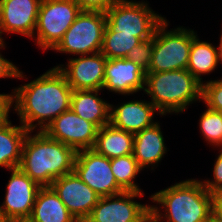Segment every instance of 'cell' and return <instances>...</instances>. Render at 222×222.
I'll use <instances>...</instances> for the list:
<instances>
[{
	"instance_id": "cell-1",
	"label": "cell",
	"mask_w": 222,
	"mask_h": 222,
	"mask_svg": "<svg viewBox=\"0 0 222 222\" xmlns=\"http://www.w3.org/2000/svg\"><path fill=\"white\" fill-rule=\"evenodd\" d=\"M72 92L63 73L54 66L11 91L12 111L28 131H44L56 117L70 109Z\"/></svg>"
},
{
	"instance_id": "cell-2",
	"label": "cell",
	"mask_w": 222,
	"mask_h": 222,
	"mask_svg": "<svg viewBox=\"0 0 222 222\" xmlns=\"http://www.w3.org/2000/svg\"><path fill=\"white\" fill-rule=\"evenodd\" d=\"M150 199L156 204L150 206L153 222H206L212 212V193L194 178L155 192Z\"/></svg>"
},
{
	"instance_id": "cell-3",
	"label": "cell",
	"mask_w": 222,
	"mask_h": 222,
	"mask_svg": "<svg viewBox=\"0 0 222 222\" xmlns=\"http://www.w3.org/2000/svg\"><path fill=\"white\" fill-rule=\"evenodd\" d=\"M32 133V134H31ZM29 131L18 168L41 187L74 171L76 151L49 137L44 131Z\"/></svg>"
},
{
	"instance_id": "cell-4",
	"label": "cell",
	"mask_w": 222,
	"mask_h": 222,
	"mask_svg": "<svg viewBox=\"0 0 222 222\" xmlns=\"http://www.w3.org/2000/svg\"><path fill=\"white\" fill-rule=\"evenodd\" d=\"M144 93L162 116L179 114L202 101V84L187 69L147 72Z\"/></svg>"
},
{
	"instance_id": "cell-5",
	"label": "cell",
	"mask_w": 222,
	"mask_h": 222,
	"mask_svg": "<svg viewBox=\"0 0 222 222\" xmlns=\"http://www.w3.org/2000/svg\"><path fill=\"white\" fill-rule=\"evenodd\" d=\"M169 20L157 27L153 36V52L148 72L187 69L194 29L180 26L168 30Z\"/></svg>"
},
{
	"instance_id": "cell-6",
	"label": "cell",
	"mask_w": 222,
	"mask_h": 222,
	"mask_svg": "<svg viewBox=\"0 0 222 222\" xmlns=\"http://www.w3.org/2000/svg\"><path fill=\"white\" fill-rule=\"evenodd\" d=\"M148 1L120 0L105 12L106 25L115 32L133 34L141 41L153 38L157 27L165 20Z\"/></svg>"
},
{
	"instance_id": "cell-7",
	"label": "cell",
	"mask_w": 222,
	"mask_h": 222,
	"mask_svg": "<svg viewBox=\"0 0 222 222\" xmlns=\"http://www.w3.org/2000/svg\"><path fill=\"white\" fill-rule=\"evenodd\" d=\"M81 11L75 0H42L33 35L35 44L43 51L53 50Z\"/></svg>"
},
{
	"instance_id": "cell-8",
	"label": "cell",
	"mask_w": 222,
	"mask_h": 222,
	"mask_svg": "<svg viewBox=\"0 0 222 222\" xmlns=\"http://www.w3.org/2000/svg\"><path fill=\"white\" fill-rule=\"evenodd\" d=\"M105 27V12L82 10L52 51L72 56L101 52Z\"/></svg>"
},
{
	"instance_id": "cell-9",
	"label": "cell",
	"mask_w": 222,
	"mask_h": 222,
	"mask_svg": "<svg viewBox=\"0 0 222 222\" xmlns=\"http://www.w3.org/2000/svg\"><path fill=\"white\" fill-rule=\"evenodd\" d=\"M143 196L144 192L124 191L100 197L84 222H145L151 216V205L134 201Z\"/></svg>"
},
{
	"instance_id": "cell-10",
	"label": "cell",
	"mask_w": 222,
	"mask_h": 222,
	"mask_svg": "<svg viewBox=\"0 0 222 222\" xmlns=\"http://www.w3.org/2000/svg\"><path fill=\"white\" fill-rule=\"evenodd\" d=\"M74 171L101 197L124 192L113 175L110 159L96 153L93 149L76 153Z\"/></svg>"
},
{
	"instance_id": "cell-11",
	"label": "cell",
	"mask_w": 222,
	"mask_h": 222,
	"mask_svg": "<svg viewBox=\"0 0 222 222\" xmlns=\"http://www.w3.org/2000/svg\"><path fill=\"white\" fill-rule=\"evenodd\" d=\"M98 130L95 124L79 117L69 109L56 117L44 132L78 152L93 148Z\"/></svg>"
},
{
	"instance_id": "cell-12",
	"label": "cell",
	"mask_w": 222,
	"mask_h": 222,
	"mask_svg": "<svg viewBox=\"0 0 222 222\" xmlns=\"http://www.w3.org/2000/svg\"><path fill=\"white\" fill-rule=\"evenodd\" d=\"M50 187L78 222H84L101 197L75 171L55 179Z\"/></svg>"
},
{
	"instance_id": "cell-13",
	"label": "cell",
	"mask_w": 222,
	"mask_h": 222,
	"mask_svg": "<svg viewBox=\"0 0 222 222\" xmlns=\"http://www.w3.org/2000/svg\"><path fill=\"white\" fill-rule=\"evenodd\" d=\"M107 58L101 53L69 58L57 67L72 90H103Z\"/></svg>"
},
{
	"instance_id": "cell-14",
	"label": "cell",
	"mask_w": 222,
	"mask_h": 222,
	"mask_svg": "<svg viewBox=\"0 0 222 222\" xmlns=\"http://www.w3.org/2000/svg\"><path fill=\"white\" fill-rule=\"evenodd\" d=\"M9 172L11 174L1 203L2 210L8 220L29 219L41 186L19 168Z\"/></svg>"
},
{
	"instance_id": "cell-15",
	"label": "cell",
	"mask_w": 222,
	"mask_h": 222,
	"mask_svg": "<svg viewBox=\"0 0 222 222\" xmlns=\"http://www.w3.org/2000/svg\"><path fill=\"white\" fill-rule=\"evenodd\" d=\"M42 0H0V40L14 33L33 39Z\"/></svg>"
},
{
	"instance_id": "cell-16",
	"label": "cell",
	"mask_w": 222,
	"mask_h": 222,
	"mask_svg": "<svg viewBox=\"0 0 222 222\" xmlns=\"http://www.w3.org/2000/svg\"><path fill=\"white\" fill-rule=\"evenodd\" d=\"M146 72L126 58L107 59L103 89L119 95L144 91Z\"/></svg>"
},
{
	"instance_id": "cell-17",
	"label": "cell",
	"mask_w": 222,
	"mask_h": 222,
	"mask_svg": "<svg viewBox=\"0 0 222 222\" xmlns=\"http://www.w3.org/2000/svg\"><path fill=\"white\" fill-rule=\"evenodd\" d=\"M155 112L162 115L150 101L135 100L122 102L117 106L110 104V124L133 134L152 126Z\"/></svg>"
},
{
	"instance_id": "cell-18",
	"label": "cell",
	"mask_w": 222,
	"mask_h": 222,
	"mask_svg": "<svg viewBox=\"0 0 222 222\" xmlns=\"http://www.w3.org/2000/svg\"><path fill=\"white\" fill-rule=\"evenodd\" d=\"M160 127V122L157 121L134 134L133 155L143 171L150 166L151 170H154L155 165L158 166L167 153L168 148Z\"/></svg>"
},
{
	"instance_id": "cell-19",
	"label": "cell",
	"mask_w": 222,
	"mask_h": 222,
	"mask_svg": "<svg viewBox=\"0 0 222 222\" xmlns=\"http://www.w3.org/2000/svg\"><path fill=\"white\" fill-rule=\"evenodd\" d=\"M101 90H73L70 109L99 129L110 122V103L99 96Z\"/></svg>"
},
{
	"instance_id": "cell-20",
	"label": "cell",
	"mask_w": 222,
	"mask_h": 222,
	"mask_svg": "<svg viewBox=\"0 0 222 222\" xmlns=\"http://www.w3.org/2000/svg\"><path fill=\"white\" fill-rule=\"evenodd\" d=\"M29 220L31 222H78L50 186L39 189Z\"/></svg>"
},
{
	"instance_id": "cell-21",
	"label": "cell",
	"mask_w": 222,
	"mask_h": 222,
	"mask_svg": "<svg viewBox=\"0 0 222 222\" xmlns=\"http://www.w3.org/2000/svg\"><path fill=\"white\" fill-rule=\"evenodd\" d=\"M134 134L106 124L97 133L93 150L109 159L133 154Z\"/></svg>"
},
{
	"instance_id": "cell-22",
	"label": "cell",
	"mask_w": 222,
	"mask_h": 222,
	"mask_svg": "<svg viewBox=\"0 0 222 222\" xmlns=\"http://www.w3.org/2000/svg\"><path fill=\"white\" fill-rule=\"evenodd\" d=\"M13 125L11 120L0 125V168L8 171L18 168L23 150V144L28 130L21 124Z\"/></svg>"
},
{
	"instance_id": "cell-23",
	"label": "cell",
	"mask_w": 222,
	"mask_h": 222,
	"mask_svg": "<svg viewBox=\"0 0 222 222\" xmlns=\"http://www.w3.org/2000/svg\"><path fill=\"white\" fill-rule=\"evenodd\" d=\"M219 50L220 40L219 45L215 46L211 42L201 41L197 34L193 37L187 70L201 84L205 82L202 76L215 72L219 65Z\"/></svg>"
},
{
	"instance_id": "cell-24",
	"label": "cell",
	"mask_w": 222,
	"mask_h": 222,
	"mask_svg": "<svg viewBox=\"0 0 222 222\" xmlns=\"http://www.w3.org/2000/svg\"><path fill=\"white\" fill-rule=\"evenodd\" d=\"M111 170L117 184L124 191L143 192L135 179L142 169L138 166L133 154L110 159Z\"/></svg>"
},
{
	"instance_id": "cell-25",
	"label": "cell",
	"mask_w": 222,
	"mask_h": 222,
	"mask_svg": "<svg viewBox=\"0 0 222 222\" xmlns=\"http://www.w3.org/2000/svg\"><path fill=\"white\" fill-rule=\"evenodd\" d=\"M140 42L133 34L115 32L106 25L101 53L107 59L126 58L129 51Z\"/></svg>"
},
{
	"instance_id": "cell-26",
	"label": "cell",
	"mask_w": 222,
	"mask_h": 222,
	"mask_svg": "<svg viewBox=\"0 0 222 222\" xmlns=\"http://www.w3.org/2000/svg\"><path fill=\"white\" fill-rule=\"evenodd\" d=\"M199 129L207 145L222 147V112L207 107L200 116Z\"/></svg>"
},
{
	"instance_id": "cell-27",
	"label": "cell",
	"mask_w": 222,
	"mask_h": 222,
	"mask_svg": "<svg viewBox=\"0 0 222 222\" xmlns=\"http://www.w3.org/2000/svg\"><path fill=\"white\" fill-rule=\"evenodd\" d=\"M202 102L206 107L222 112V78L205 81L202 84Z\"/></svg>"
},
{
	"instance_id": "cell-28",
	"label": "cell",
	"mask_w": 222,
	"mask_h": 222,
	"mask_svg": "<svg viewBox=\"0 0 222 222\" xmlns=\"http://www.w3.org/2000/svg\"><path fill=\"white\" fill-rule=\"evenodd\" d=\"M153 52V38L140 42L128 53L126 59L133 61L146 73L148 72Z\"/></svg>"
},
{
	"instance_id": "cell-29",
	"label": "cell",
	"mask_w": 222,
	"mask_h": 222,
	"mask_svg": "<svg viewBox=\"0 0 222 222\" xmlns=\"http://www.w3.org/2000/svg\"><path fill=\"white\" fill-rule=\"evenodd\" d=\"M221 151L218 154V157L214 161L213 165V179L210 178L202 181L204 187L210 192L214 193L217 191H222V147H219Z\"/></svg>"
},
{
	"instance_id": "cell-30",
	"label": "cell",
	"mask_w": 222,
	"mask_h": 222,
	"mask_svg": "<svg viewBox=\"0 0 222 222\" xmlns=\"http://www.w3.org/2000/svg\"><path fill=\"white\" fill-rule=\"evenodd\" d=\"M6 43L4 40H0V49L6 48ZM0 78H14V79H23L26 76L23 74L22 70H20L13 62L4 58L0 53Z\"/></svg>"
},
{
	"instance_id": "cell-31",
	"label": "cell",
	"mask_w": 222,
	"mask_h": 222,
	"mask_svg": "<svg viewBox=\"0 0 222 222\" xmlns=\"http://www.w3.org/2000/svg\"><path fill=\"white\" fill-rule=\"evenodd\" d=\"M81 10L106 12L120 0H75Z\"/></svg>"
},
{
	"instance_id": "cell-32",
	"label": "cell",
	"mask_w": 222,
	"mask_h": 222,
	"mask_svg": "<svg viewBox=\"0 0 222 222\" xmlns=\"http://www.w3.org/2000/svg\"><path fill=\"white\" fill-rule=\"evenodd\" d=\"M12 108L11 94L0 93V125L9 119Z\"/></svg>"
},
{
	"instance_id": "cell-33",
	"label": "cell",
	"mask_w": 222,
	"mask_h": 222,
	"mask_svg": "<svg viewBox=\"0 0 222 222\" xmlns=\"http://www.w3.org/2000/svg\"><path fill=\"white\" fill-rule=\"evenodd\" d=\"M212 212L222 219V191L212 193Z\"/></svg>"
},
{
	"instance_id": "cell-34",
	"label": "cell",
	"mask_w": 222,
	"mask_h": 222,
	"mask_svg": "<svg viewBox=\"0 0 222 222\" xmlns=\"http://www.w3.org/2000/svg\"><path fill=\"white\" fill-rule=\"evenodd\" d=\"M206 222H222V219L211 212L206 220Z\"/></svg>"
},
{
	"instance_id": "cell-35",
	"label": "cell",
	"mask_w": 222,
	"mask_h": 222,
	"mask_svg": "<svg viewBox=\"0 0 222 222\" xmlns=\"http://www.w3.org/2000/svg\"><path fill=\"white\" fill-rule=\"evenodd\" d=\"M0 222H8V219L6 218L1 205H0Z\"/></svg>"
},
{
	"instance_id": "cell-36",
	"label": "cell",
	"mask_w": 222,
	"mask_h": 222,
	"mask_svg": "<svg viewBox=\"0 0 222 222\" xmlns=\"http://www.w3.org/2000/svg\"><path fill=\"white\" fill-rule=\"evenodd\" d=\"M220 50H219V63L222 64V32H221V36H220Z\"/></svg>"
},
{
	"instance_id": "cell-37",
	"label": "cell",
	"mask_w": 222,
	"mask_h": 222,
	"mask_svg": "<svg viewBox=\"0 0 222 222\" xmlns=\"http://www.w3.org/2000/svg\"><path fill=\"white\" fill-rule=\"evenodd\" d=\"M8 222H31L29 219H11Z\"/></svg>"
},
{
	"instance_id": "cell-38",
	"label": "cell",
	"mask_w": 222,
	"mask_h": 222,
	"mask_svg": "<svg viewBox=\"0 0 222 222\" xmlns=\"http://www.w3.org/2000/svg\"><path fill=\"white\" fill-rule=\"evenodd\" d=\"M145 222H153L152 217L150 216Z\"/></svg>"
}]
</instances>
